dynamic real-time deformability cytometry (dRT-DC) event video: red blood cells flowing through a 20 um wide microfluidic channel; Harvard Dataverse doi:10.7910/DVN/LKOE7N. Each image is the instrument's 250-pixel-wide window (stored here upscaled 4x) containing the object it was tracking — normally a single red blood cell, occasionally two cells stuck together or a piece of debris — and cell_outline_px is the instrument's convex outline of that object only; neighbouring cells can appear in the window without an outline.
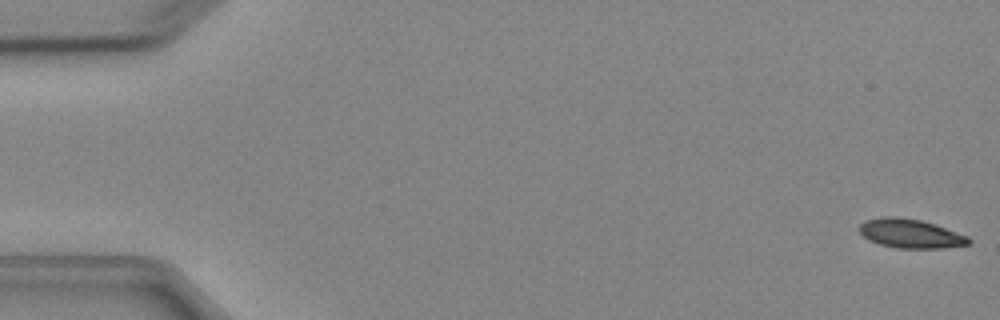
{"species": "Egyptian fruit bat (a non-hibernating species)", "species_latin": "Rousettus aegyptiacus", "temperature_condition": "cold", "stored_images_in_passage": 5, "camera_frame_rate_fps": 3000, "um_per_image_px": 0.085, "animal": {"sex": "female"}, "frame": {"image": 1, "passage_image": 1, "time_ms": 0.0, "image_size_px": [1000, 320], "cell_outline_px": [[972, 240], [968, 244], [944, 248], [896, 248], [880, 244], [868, 240], [860, 232], [860, 224], [864, 220], [884, 216], [896, 216], [920, 220], [968, 236]], "centroid_in_image_um": [77.36, 19.85], "position_along_channel_um": 7.6, "area_um2": 18.32}}
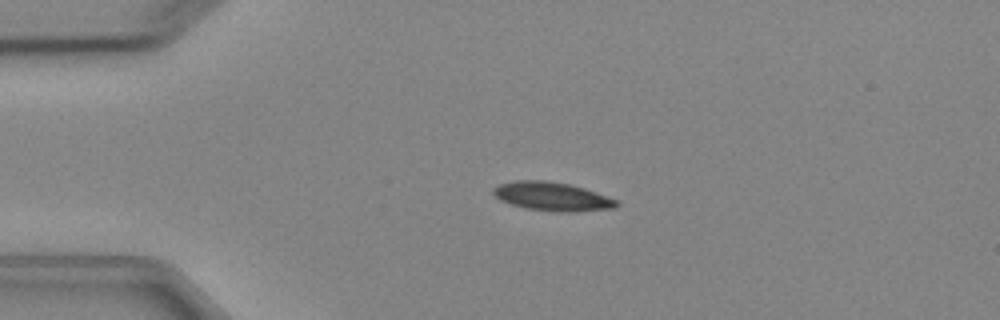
{"frame": {"image": 2, "passage_image": 4, "time_ms": 3.667, "image_size_px": [1000, 320], "cell_outline_px": [[620, 204], [616, 208], [572, 212], [560, 212], [524, 208], [500, 200], [492, 192], [492, 188], [500, 184], [516, 180], [544, 180], [568, 184], [584, 188], [596, 192], [616, 200]], "centroid_in_image_um": [46.93, 16.7], "position_along_channel_um": 38.1, "area_um2": 20.52}}